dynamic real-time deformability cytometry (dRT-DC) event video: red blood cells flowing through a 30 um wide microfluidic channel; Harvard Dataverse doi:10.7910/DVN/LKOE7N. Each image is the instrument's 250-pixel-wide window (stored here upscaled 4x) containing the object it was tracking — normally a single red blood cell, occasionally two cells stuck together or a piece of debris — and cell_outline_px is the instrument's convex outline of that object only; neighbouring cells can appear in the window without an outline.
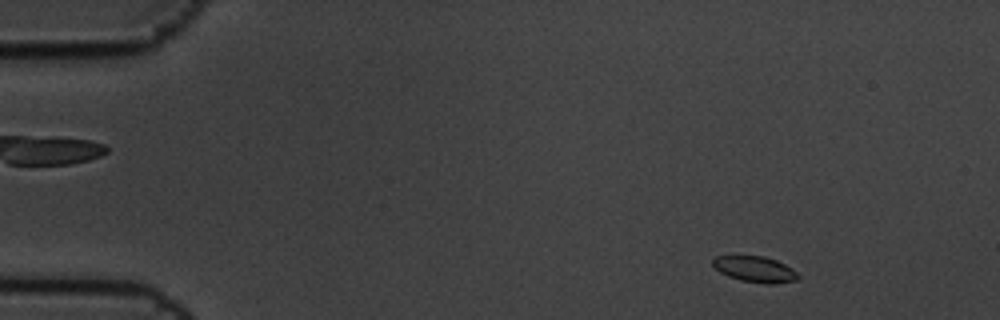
{"species": "common noctule bat (a hibernating species)", "species_latin": "Nyctalus noctula", "temperature_condition": "cold", "stored_images_in_passage": 5, "camera_frame_rate_fps": 3000, "um_per_image_px": 0.085, "animal": {"sex": "male", "body_mass_g": 19.5, "forearm_length_mm": 54.6}, "frame": {"image": 1, "passage_image": 1, "time_ms": 0.0, "image_size_px": [1000, 320], "cell_outline_px": [[800, 276], [796, 280], [772, 284], [764, 284], [740, 280], [728, 276], [720, 272], [712, 264], [712, 260], [716, 256], [764, 256], [776, 260], [792, 268]], "centroid_in_image_um": [64.18, 22.89], "position_along_channel_um": 20.8, "area_um2": 12.83}}
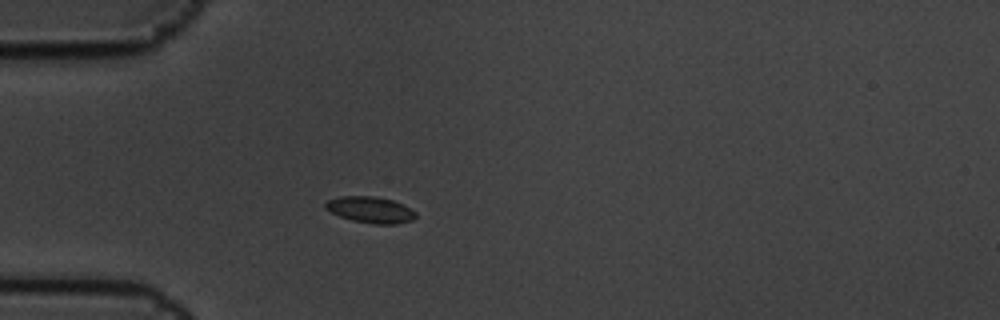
{"frame": {"image": 2, "passage_image": 4, "time_ms": 1.0, "image_size_px": [1000, 320], "cell_outline_px": [[416, 216], [412, 220], [396, 224], [372, 224], [352, 220], [340, 216], [324, 208], [324, 204], [328, 200], [340, 196], [376, 196], [392, 200], [404, 204], [416, 212]], "centroid_in_image_um": [31.49, 17.82], "position_along_channel_um": 53.5, "area_um2": 13.87}}